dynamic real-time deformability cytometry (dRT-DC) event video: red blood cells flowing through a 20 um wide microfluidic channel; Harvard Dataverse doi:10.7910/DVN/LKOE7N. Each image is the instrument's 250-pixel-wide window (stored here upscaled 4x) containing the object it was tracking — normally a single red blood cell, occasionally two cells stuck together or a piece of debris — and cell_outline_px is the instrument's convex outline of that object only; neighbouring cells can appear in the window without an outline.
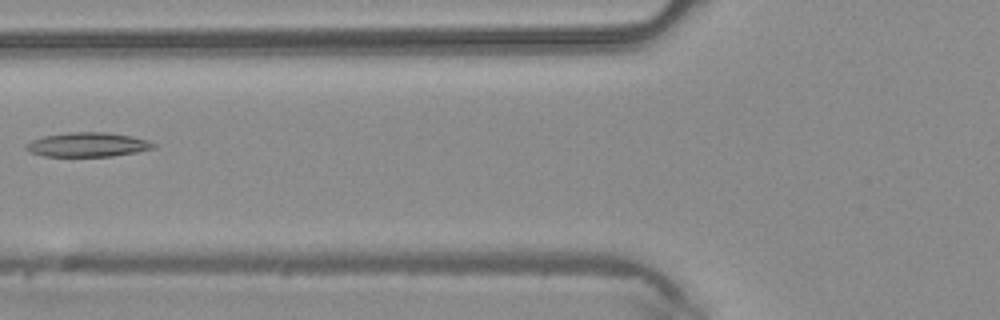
{"species": "common noctule bat (a hibernating species)", "species_latin": "Nyctalus noctula", "temperature_condition": "warm", "stored_images_in_passage": 4, "camera_frame_rate_fps": 3000, "um_per_image_px": 0.085, "animal": {"sex": "male", "body_mass_g": 20.4}, "frame": {"image": 1, "passage_image": 4, "time_ms": 1.0, "image_size_px": [1000, 320], "cell_outline_px": [[156, 144], [152, 148], [136, 152], [112, 156], [44, 156], [28, 152], [24, 148], [24, 144], [32, 140], [44, 136], [68, 132], [104, 132], [132, 136], [148, 140]], "centroid_in_image_um": [7.4, 12.29], "position_along_channel_um": 118.4, "area_um2": 18.03}}